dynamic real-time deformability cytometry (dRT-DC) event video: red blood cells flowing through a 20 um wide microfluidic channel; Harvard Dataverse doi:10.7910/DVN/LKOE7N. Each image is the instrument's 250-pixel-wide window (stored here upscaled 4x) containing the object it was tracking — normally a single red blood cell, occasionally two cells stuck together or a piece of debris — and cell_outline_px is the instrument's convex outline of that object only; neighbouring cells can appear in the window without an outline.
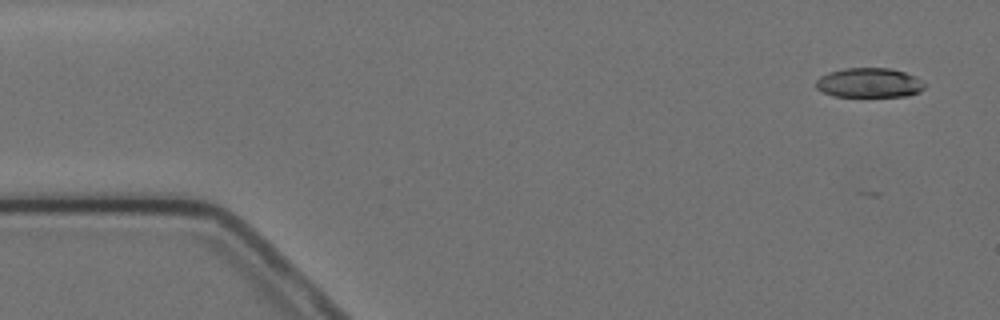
{"species": "Egyptian fruit bat (a non-hibernating species)", "species_latin": "Rousettus aegyptiacus", "temperature_condition": "cold", "stored_images_in_passage": 4, "camera_frame_rate_fps": 3000, "um_per_image_px": 0.085, "animal": {"sex": "female"}, "frame": {"image": 1, "passage_image": 1, "time_ms": 0.0, "image_size_px": [1000, 320], "cell_outline_px": [[924, 88], [920, 92], [908, 96], [832, 96], [816, 88], [816, 80], [820, 76], [828, 72], [844, 68], [892, 68], [916, 76], [924, 84]], "centroid_in_image_um": [73.88, 7.03], "position_along_channel_um": 11.1, "area_um2": 18.79}}
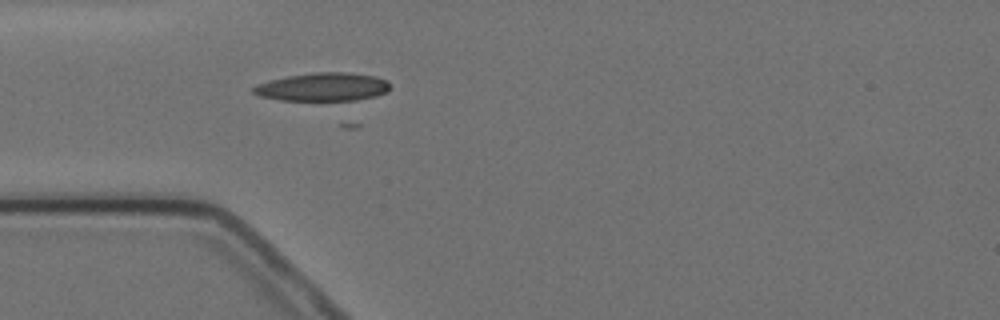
{"frame": {"image": 2, "passage_image": 4, "time_ms": 4.333, "image_size_px": [1000, 320], "cell_outline_px": [[388, 92], [376, 96], [356, 100], [280, 100], [260, 96], [252, 92], [252, 88], [256, 84], [288, 76], [316, 72], [348, 72], [376, 76], [388, 80]], "centroid_in_image_um": [27.46, 7.39], "position_along_channel_um": 57.5, "area_um2": 22.48}}